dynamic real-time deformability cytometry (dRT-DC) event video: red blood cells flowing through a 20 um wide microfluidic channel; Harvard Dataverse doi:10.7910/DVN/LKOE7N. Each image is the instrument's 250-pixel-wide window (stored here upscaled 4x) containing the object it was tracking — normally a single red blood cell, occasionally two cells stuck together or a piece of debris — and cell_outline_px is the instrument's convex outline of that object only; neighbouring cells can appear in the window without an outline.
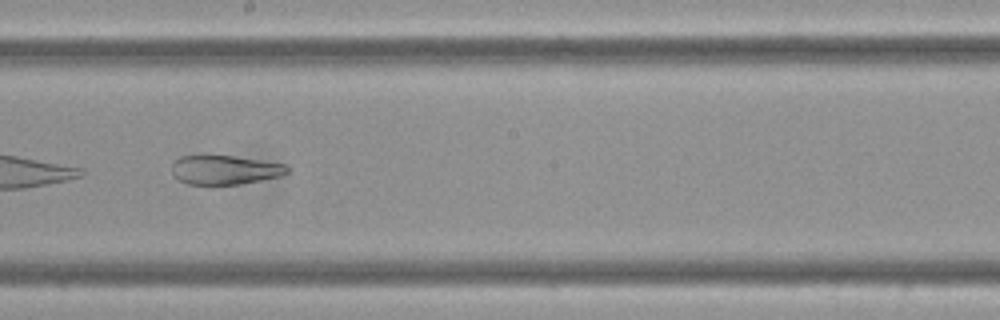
{"species": "Egyptian fruit bat (a non-hibernating species)", "species_latin": "Rousettus aegyptiacus", "temperature_condition": "cold", "stored_images_in_passage": 15, "camera_frame_rate_fps": 3000, "um_per_image_px": 0.085, "frame": {"image": 1, "passage_image": 9, "time_ms": 2.667, "image_size_px": [1000, 320], "cell_outline_px": [[288, 172], [280, 176], [240, 184], [188, 184], [172, 176], [172, 164], [180, 156], [200, 152], [232, 156], [288, 164]], "centroid_in_image_um": [19.05, 14.39], "position_along_channel_um": 229.2, "area_um2": 20.17}}